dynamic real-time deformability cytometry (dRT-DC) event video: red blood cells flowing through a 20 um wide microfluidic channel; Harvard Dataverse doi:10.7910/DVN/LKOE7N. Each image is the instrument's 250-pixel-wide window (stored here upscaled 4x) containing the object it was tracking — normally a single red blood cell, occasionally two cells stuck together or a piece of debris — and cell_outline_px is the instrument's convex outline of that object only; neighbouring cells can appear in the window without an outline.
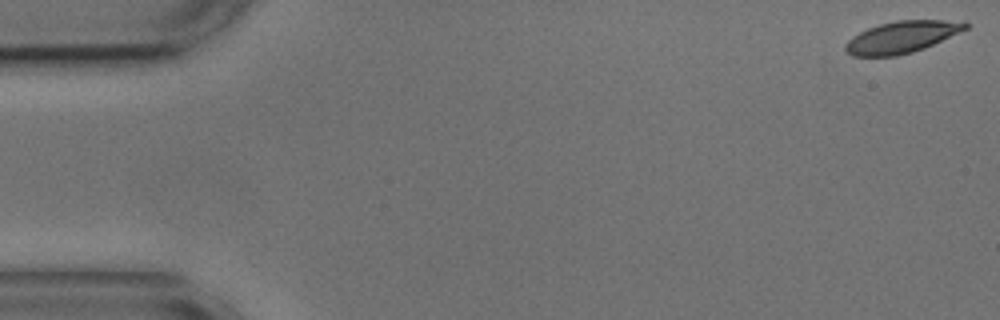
{"species": "common noctule bat (a hibernating species)", "species_latin": "Nyctalus noctula", "temperature_condition": "cold", "stored_images_in_passage": 7, "camera_frame_rate_fps": 3000, "um_per_image_px": 0.085, "animal": {"sex": "male", "body_mass_g": 17.9, "forearm_length_mm": 54.2}, "frame": {"image": 1, "passage_image": 1, "time_ms": 0.0, "image_size_px": [1000, 320], "cell_outline_px": [[972, 24], [968, 28], [924, 48], [912, 52], [896, 56], [852, 56], [844, 48], [844, 44], [852, 36], [868, 28], [880, 24], [896, 20], [964, 20]], "centroid_in_image_um": [76.68, 3.13], "position_along_channel_um": 8.3, "area_um2": 22.31}}